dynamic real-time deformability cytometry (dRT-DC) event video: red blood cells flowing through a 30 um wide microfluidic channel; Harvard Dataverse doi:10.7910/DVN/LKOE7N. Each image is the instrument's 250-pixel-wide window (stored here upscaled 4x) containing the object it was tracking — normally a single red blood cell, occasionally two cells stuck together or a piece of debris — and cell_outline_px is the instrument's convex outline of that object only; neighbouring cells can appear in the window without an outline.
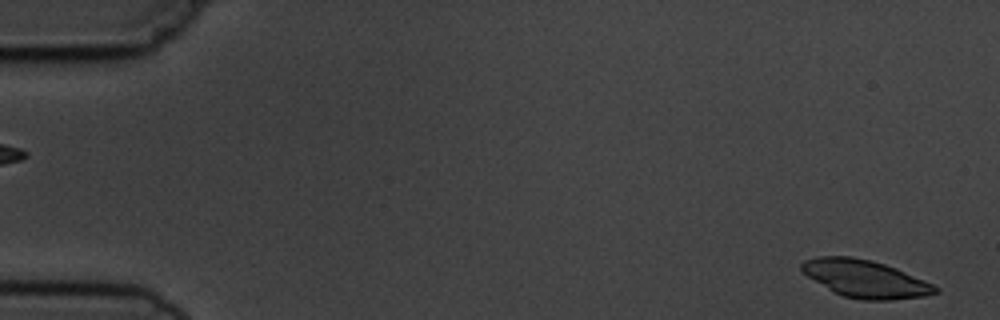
{"species": "common noctule bat (a hibernating species)", "species_latin": "Nyctalus noctula", "temperature_condition": "cold", "stored_images_in_passage": 2, "segment_of_instrument_passage": [2, 2], "camera_frame_rate_fps": 3000, "um_per_image_px": 0.085, "animal": {"sex": "male", "body_mass_g": 19.5, "forearm_length_mm": 54.6}, "frame": {"image": 1, "passage_image": 2, "time_ms": 1.333, "image_size_px": [1000, 320], "cell_outline_px": [[940, 292], [924, 296], [892, 300], [860, 300], [844, 296], [832, 292], [808, 276], [800, 268], [800, 264], [804, 260], [816, 256], [852, 256], [872, 260], [896, 268], [924, 280], [940, 288]], "centroid_in_image_um": [73.54, 23.69], "position_along_channel_um": 11.5, "area_um2": 29.3}}